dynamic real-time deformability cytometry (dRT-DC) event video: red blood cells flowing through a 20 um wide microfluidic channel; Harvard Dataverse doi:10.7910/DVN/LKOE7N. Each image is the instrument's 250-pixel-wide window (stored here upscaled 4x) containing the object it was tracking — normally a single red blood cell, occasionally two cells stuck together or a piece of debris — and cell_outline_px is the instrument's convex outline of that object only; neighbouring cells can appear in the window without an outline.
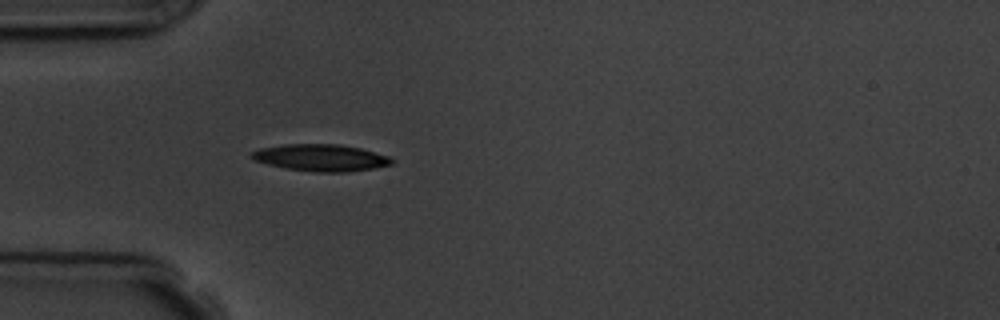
{"species": "common noctule bat (a hibernating species)", "species_latin": "Nyctalus noctula", "temperature_condition": "room temperature", "stored_images_in_passage": 4, "camera_frame_rate_fps": 3000, "um_per_image_px": 0.085, "animal": {"sex": "male", "body_mass_g": 19.5, "forearm_length_mm": 54.6}, "frame": {"image": 1, "passage_image": 4, "time_ms": 4.333, "image_size_px": [1000, 320], "cell_outline_px": [[396, 160], [392, 164], [372, 168], [348, 172], [312, 172], [284, 168], [268, 164], [256, 160], [248, 156], [248, 152], [260, 148], [288, 144], [340, 144], [360, 148], [388, 156]], "centroid_in_image_um": [27.25, 13.4], "position_along_channel_um": 57.8, "area_um2": 22.02}}